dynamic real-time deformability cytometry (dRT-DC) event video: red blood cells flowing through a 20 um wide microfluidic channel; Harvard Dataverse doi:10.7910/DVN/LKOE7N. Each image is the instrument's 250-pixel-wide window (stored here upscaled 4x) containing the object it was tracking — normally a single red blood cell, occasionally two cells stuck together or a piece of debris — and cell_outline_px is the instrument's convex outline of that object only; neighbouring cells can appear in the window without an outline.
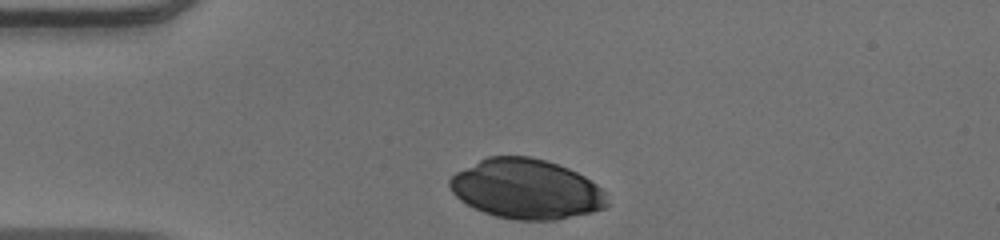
{"species": "human", "species_latin": "Homo sapiens", "temperature_condition": "warm", "stored_images_in_passage": 31, "camera_frame_rate_fps": 3000, "um_per_image_px": 0.085, "donor": {"sex": "male"}, "frame": {"image": 1, "passage_image": 1, "time_ms": 0.0, "image_size_px": [1000, 240], "cell_outline_px": [[608, 204], [604, 208], [592, 212], [556, 220], [516, 220], [496, 216], [484, 212], [460, 200], [452, 192], [448, 184], [448, 180], [456, 172], [488, 156], [532, 156], [568, 168], [584, 176], [596, 184], [604, 192]], "centroid_in_image_um": [44.73, 16.07], "position_along_channel_um": 40.3, "area_um2": 54.56}}
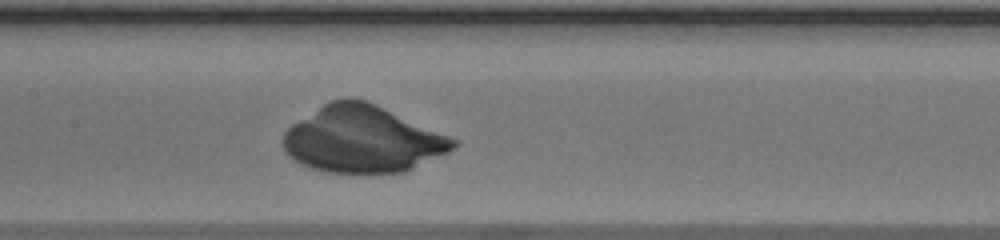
{"frame": {"image": 2, "passage_image": 14, "time_ms": 4.333, "image_size_px": [1000, 240], "cell_outline_px": [[460, 144], [456, 148], [448, 152], [412, 168], [400, 172], [328, 172], [312, 168], [300, 164], [288, 156], [280, 140], [284, 132], [292, 124], [324, 104], [332, 100], [348, 96], [364, 100], [448, 136], [456, 140]], "centroid_in_image_um": [30.76, 11.84], "position_along_channel_um": 176.6, "area_um2": 65.26}}
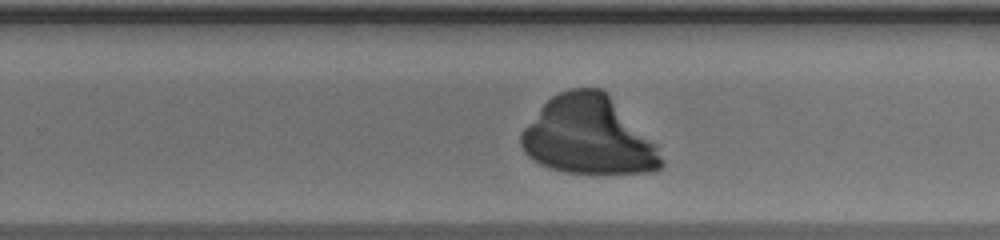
{"frame": {"image": 3, "passage_image": 22, "time_ms": 7.0, "image_size_px": [1000, 240], "cell_outline_px": [[664, 164], [660, 168], [652, 172], [564, 172], [548, 168], [532, 160], [524, 152], [520, 144], [520, 132], [540, 108], [552, 96], [568, 88], [600, 88], [656, 144], [664, 160]], "centroid_in_image_um": [49.98, 11.55], "position_along_channel_um": 279.8, "area_um2": 63.0}}